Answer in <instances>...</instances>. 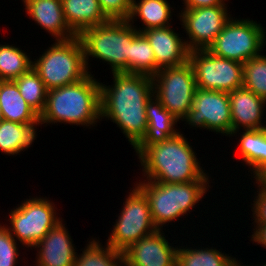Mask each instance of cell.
Instances as JSON below:
<instances>
[{"mask_svg": "<svg viewBox=\"0 0 266 266\" xmlns=\"http://www.w3.org/2000/svg\"><path fill=\"white\" fill-rule=\"evenodd\" d=\"M112 74L113 85L100 82L101 119L114 122L134 148L147 131L146 106L154 95L153 79L145 74Z\"/></svg>", "mask_w": 266, "mask_h": 266, "instance_id": "obj_1", "label": "cell"}, {"mask_svg": "<svg viewBox=\"0 0 266 266\" xmlns=\"http://www.w3.org/2000/svg\"><path fill=\"white\" fill-rule=\"evenodd\" d=\"M241 133H238L239 156L248 167L251 166L250 171L255 174L266 164V129H243Z\"/></svg>", "mask_w": 266, "mask_h": 266, "instance_id": "obj_24", "label": "cell"}, {"mask_svg": "<svg viewBox=\"0 0 266 266\" xmlns=\"http://www.w3.org/2000/svg\"><path fill=\"white\" fill-rule=\"evenodd\" d=\"M179 246L176 266H227L233 259L212 247L193 249ZM214 248V249H213Z\"/></svg>", "mask_w": 266, "mask_h": 266, "instance_id": "obj_28", "label": "cell"}, {"mask_svg": "<svg viewBox=\"0 0 266 266\" xmlns=\"http://www.w3.org/2000/svg\"><path fill=\"white\" fill-rule=\"evenodd\" d=\"M193 148L181 132L147 147L140 155L143 175L159 183H187L210 179L200 166Z\"/></svg>", "mask_w": 266, "mask_h": 266, "instance_id": "obj_2", "label": "cell"}, {"mask_svg": "<svg viewBox=\"0 0 266 266\" xmlns=\"http://www.w3.org/2000/svg\"><path fill=\"white\" fill-rule=\"evenodd\" d=\"M20 95L29 106L40 116L46 104L47 92L45 84L38 74L31 68L15 80Z\"/></svg>", "mask_w": 266, "mask_h": 266, "instance_id": "obj_29", "label": "cell"}, {"mask_svg": "<svg viewBox=\"0 0 266 266\" xmlns=\"http://www.w3.org/2000/svg\"><path fill=\"white\" fill-rule=\"evenodd\" d=\"M228 97L231 107L232 136H235L241 127L244 130L264 129L266 127L261 122L266 100L244 87L231 91L228 93Z\"/></svg>", "mask_w": 266, "mask_h": 266, "instance_id": "obj_17", "label": "cell"}, {"mask_svg": "<svg viewBox=\"0 0 266 266\" xmlns=\"http://www.w3.org/2000/svg\"><path fill=\"white\" fill-rule=\"evenodd\" d=\"M243 87L266 100V55L253 57L243 64Z\"/></svg>", "mask_w": 266, "mask_h": 266, "instance_id": "obj_30", "label": "cell"}, {"mask_svg": "<svg viewBox=\"0 0 266 266\" xmlns=\"http://www.w3.org/2000/svg\"><path fill=\"white\" fill-rule=\"evenodd\" d=\"M189 62L198 89L230 93L243 87V64L213 55L207 49L192 50Z\"/></svg>", "mask_w": 266, "mask_h": 266, "instance_id": "obj_11", "label": "cell"}, {"mask_svg": "<svg viewBox=\"0 0 266 266\" xmlns=\"http://www.w3.org/2000/svg\"><path fill=\"white\" fill-rule=\"evenodd\" d=\"M233 18L226 23L207 50L215 56L244 64L260 55L266 44V30L253 20Z\"/></svg>", "mask_w": 266, "mask_h": 266, "instance_id": "obj_7", "label": "cell"}, {"mask_svg": "<svg viewBox=\"0 0 266 266\" xmlns=\"http://www.w3.org/2000/svg\"><path fill=\"white\" fill-rule=\"evenodd\" d=\"M128 20H110L86 28L79 35L87 69L89 56L107 62L111 72L130 73L131 42L140 33Z\"/></svg>", "mask_w": 266, "mask_h": 266, "instance_id": "obj_4", "label": "cell"}, {"mask_svg": "<svg viewBox=\"0 0 266 266\" xmlns=\"http://www.w3.org/2000/svg\"><path fill=\"white\" fill-rule=\"evenodd\" d=\"M147 131L142 140L134 147L139 156L147 147L166 141L180 131L175 128L177 122L161 102L153 95L146 106Z\"/></svg>", "mask_w": 266, "mask_h": 266, "instance_id": "obj_19", "label": "cell"}, {"mask_svg": "<svg viewBox=\"0 0 266 266\" xmlns=\"http://www.w3.org/2000/svg\"><path fill=\"white\" fill-rule=\"evenodd\" d=\"M209 179H198L187 183H159L143 180L136 186L149 201L152 220L161 230L163 225L190 213L192 208L205 196Z\"/></svg>", "mask_w": 266, "mask_h": 266, "instance_id": "obj_5", "label": "cell"}, {"mask_svg": "<svg viewBox=\"0 0 266 266\" xmlns=\"http://www.w3.org/2000/svg\"><path fill=\"white\" fill-rule=\"evenodd\" d=\"M155 97L179 121L189 113L197 85L190 62L160 69L153 77Z\"/></svg>", "mask_w": 266, "mask_h": 266, "instance_id": "obj_10", "label": "cell"}, {"mask_svg": "<svg viewBox=\"0 0 266 266\" xmlns=\"http://www.w3.org/2000/svg\"><path fill=\"white\" fill-rule=\"evenodd\" d=\"M61 2L66 23L77 36L86 28L110 21L103 13L98 0H61Z\"/></svg>", "mask_w": 266, "mask_h": 266, "instance_id": "obj_20", "label": "cell"}, {"mask_svg": "<svg viewBox=\"0 0 266 266\" xmlns=\"http://www.w3.org/2000/svg\"><path fill=\"white\" fill-rule=\"evenodd\" d=\"M240 262L241 261L236 260V258H233L227 266H248V265H241Z\"/></svg>", "mask_w": 266, "mask_h": 266, "instance_id": "obj_37", "label": "cell"}, {"mask_svg": "<svg viewBox=\"0 0 266 266\" xmlns=\"http://www.w3.org/2000/svg\"><path fill=\"white\" fill-rule=\"evenodd\" d=\"M109 20H127L131 13L132 0H98Z\"/></svg>", "mask_w": 266, "mask_h": 266, "instance_id": "obj_32", "label": "cell"}, {"mask_svg": "<svg viewBox=\"0 0 266 266\" xmlns=\"http://www.w3.org/2000/svg\"><path fill=\"white\" fill-rule=\"evenodd\" d=\"M134 186L123 203L124 207L106 243L121 253L140 238L158 230L152 220L147 197L136 185Z\"/></svg>", "mask_w": 266, "mask_h": 266, "instance_id": "obj_9", "label": "cell"}, {"mask_svg": "<svg viewBox=\"0 0 266 266\" xmlns=\"http://www.w3.org/2000/svg\"><path fill=\"white\" fill-rule=\"evenodd\" d=\"M28 53L16 46L0 44V81L15 80L32 68Z\"/></svg>", "mask_w": 266, "mask_h": 266, "instance_id": "obj_26", "label": "cell"}, {"mask_svg": "<svg viewBox=\"0 0 266 266\" xmlns=\"http://www.w3.org/2000/svg\"><path fill=\"white\" fill-rule=\"evenodd\" d=\"M257 196L254 198V203L251 207L254 222L256 224L266 225V190L257 188Z\"/></svg>", "mask_w": 266, "mask_h": 266, "instance_id": "obj_33", "label": "cell"}, {"mask_svg": "<svg viewBox=\"0 0 266 266\" xmlns=\"http://www.w3.org/2000/svg\"><path fill=\"white\" fill-rule=\"evenodd\" d=\"M54 43L32 61V68L47 90L74 84L91 73L87 69L83 45L78 36Z\"/></svg>", "mask_w": 266, "mask_h": 266, "instance_id": "obj_6", "label": "cell"}, {"mask_svg": "<svg viewBox=\"0 0 266 266\" xmlns=\"http://www.w3.org/2000/svg\"><path fill=\"white\" fill-rule=\"evenodd\" d=\"M159 70L149 41L142 33H139L131 42L130 73L153 77Z\"/></svg>", "mask_w": 266, "mask_h": 266, "instance_id": "obj_27", "label": "cell"}, {"mask_svg": "<svg viewBox=\"0 0 266 266\" xmlns=\"http://www.w3.org/2000/svg\"><path fill=\"white\" fill-rule=\"evenodd\" d=\"M227 4L181 10L180 21L188 35L186 45L190 51L208 49L231 19Z\"/></svg>", "mask_w": 266, "mask_h": 266, "instance_id": "obj_13", "label": "cell"}, {"mask_svg": "<svg viewBox=\"0 0 266 266\" xmlns=\"http://www.w3.org/2000/svg\"><path fill=\"white\" fill-rule=\"evenodd\" d=\"M3 120L2 110L0 108V122Z\"/></svg>", "mask_w": 266, "mask_h": 266, "instance_id": "obj_38", "label": "cell"}, {"mask_svg": "<svg viewBox=\"0 0 266 266\" xmlns=\"http://www.w3.org/2000/svg\"><path fill=\"white\" fill-rule=\"evenodd\" d=\"M164 236L158 229L133 243L123 252L124 266H176L178 246L170 245Z\"/></svg>", "mask_w": 266, "mask_h": 266, "instance_id": "obj_14", "label": "cell"}, {"mask_svg": "<svg viewBox=\"0 0 266 266\" xmlns=\"http://www.w3.org/2000/svg\"><path fill=\"white\" fill-rule=\"evenodd\" d=\"M183 120L191 128L202 127L231 137L232 121L228 93L197 88L191 109Z\"/></svg>", "mask_w": 266, "mask_h": 266, "instance_id": "obj_12", "label": "cell"}, {"mask_svg": "<svg viewBox=\"0 0 266 266\" xmlns=\"http://www.w3.org/2000/svg\"><path fill=\"white\" fill-rule=\"evenodd\" d=\"M30 18L54 36L55 41L70 40L77 35L64 18L61 0H22Z\"/></svg>", "mask_w": 266, "mask_h": 266, "instance_id": "obj_18", "label": "cell"}, {"mask_svg": "<svg viewBox=\"0 0 266 266\" xmlns=\"http://www.w3.org/2000/svg\"><path fill=\"white\" fill-rule=\"evenodd\" d=\"M91 240L82 253L76 255L74 266H124L123 253L107 244L102 246L99 240Z\"/></svg>", "mask_w": 266, "mask_h": 266, "instance_id": "obj_25", "label": "cell"}, {"mask_svg": "<svg viewBox=\"0 0 266 266\" xmlns=\"http://www.w3.org/2000/svg\"><path fill=\"white\" fill-rule=\"evenodd\" d=\"M253 175L258 188L266 190V164Z\"/></svg>", "mask_w": 266, "mask_h": 266, "instance_id": "obj_36", "label": "cell"}, {"mask_svg": "<svg viewBox=\"0 0 266 266\" xmlns=\"http://www.w3.org/2000/svg\"><path fill=\"white\" fill-rule=\"evenodd\" d=\"M171 8L173 7L167 0H132L131 13L127 20L134 24L136 16L139 17L144 26L137 29L140 33L150 28L171 26Z\"/></svg>", "mask_w": 266, "mask_h": 266, "instance_id": "obj_22", "label": "cell"}, {"mask_svg": "<svg viewBox=\"0 0 266 266\" xmlns=\"http://www.w3.org/2000/svg\"><path fill=\"white\" fill-rule=\"evenodd\" d=\"M19 255L17 241L6 226L0 224V266H15Z\"/></svg>", "mask_w": 266, "mask_h": 266, "instance_id": "obj_31", "label": "cell"}, {"mask_svg": "<svg viewBox=\"0 0 266 266\" xmlns=\"http://www.w3.org/2000/svg\"><path fill=\"white\" fill-rule=\"evenodd\" d=\"M0 108L3 120L21 124H40V116L20 95L14 80L0 81Z\"/></svg>", "mask_w": 266, "mask_h": 266, "instance_id": "obj_21", "label": "cell"}, {"mask_svg": "<svg viewBox=\"0 0 266 266\" xmlns=\"http://www.w3.org/2000/svg\"><path fill=\"white\" fill-rule=\"evenodd\" d=\"M39 124H21L2 120L0 122V150L7 155H19L36 139V126Z\"/></svg>", "mask_w": 266, "mask_h": 266, "instance_id": "obj_23", "label": "cell"}, {"mask_svg": "<svg viewBox=\"0 0 266 266\" xmlns=\"http://www.w3.org/2000/svg\"><path fill=\"white\" fill-rule=\"evenodd\" d=\"M171 26L150 28L141 32L149 41L155 55L156 65L162 69L178 67L189 61L186 42Z\"/></svg>", "mask_w": 266, "mask_h": 266, "instance_id": "obj_15", "label": "cell"}, {"mask_svg": "<svg viewBox=\"0 0 266 266\" xmlns=\"http://www.w3.org/2000/svg\"><path fill=\"white\" fill-rule=\"evenodd\" d=\"M46 198L31 197L9 212L8 220L11 226H5L16 241L25 245L24 247H34L52 228L63 221L56 215L54 202Z\"/></svg>", "mask_w": 266, "mask_h": 266, "instance_id": "obj_8", "label": "cell"}, {"mask_svg": "<svg viewBox=\"0 0 266 266\" xmlns=\"http://www.w3.org/2000/svg\"><path fill=\"white\" fill-rule=\"evenodd\" d=\"M255 229L252 232L251 235V241L256 242V244H261L263 247L266 248V225L257 224L254 225Z\"/></svg>", "mask_w": 266, "mask_h": 266, "instance_id": "obj_35", "label": "cell"}, {"mask_svg": "<svg viewBox=\"0 0 266 266\" xmlns=\"http://www.w3.org/2000/svg\"><path fill=\"white\" fill-rule=\"evenodd\" d=\"M100 119V82L91 73L74 84L48 90L40 114L41 125L60 122L91 127Z\"/></svg>", "mask_w": 266, "mask_h": 266, "instance_id": "obj_3", "label": "cell"}, {"mask_svg": "<svg viewBox=\"0 0 266 266\" xmlns=\"http://www.w3.org/2000/svg\"><path fill=\"white\" fill-rule=\"evenodd\" d=\"M183 9H197L202 7L220 6L226 4L225 0H183ZM227 1V0H226Z\"/></svg>", "mask_w": 266, "mask_h": 266, "instance_id": "obj_34", "label": "cell"}, {"mask_svg": "<svg viewBox=\"0 0 266 266\" xmlns=\"http://www.w3.org/2000/svg\"><path fill=\"white\" fill-rule=\"evenodd\" d=\"M63 223L60 221L34 246L38 251L36 266H74L76 248Z\"/></svg>", "mask_w": 266, "mask_h": 266, "instance_id": "obj_16", "label": "cell"}]
</instances>
